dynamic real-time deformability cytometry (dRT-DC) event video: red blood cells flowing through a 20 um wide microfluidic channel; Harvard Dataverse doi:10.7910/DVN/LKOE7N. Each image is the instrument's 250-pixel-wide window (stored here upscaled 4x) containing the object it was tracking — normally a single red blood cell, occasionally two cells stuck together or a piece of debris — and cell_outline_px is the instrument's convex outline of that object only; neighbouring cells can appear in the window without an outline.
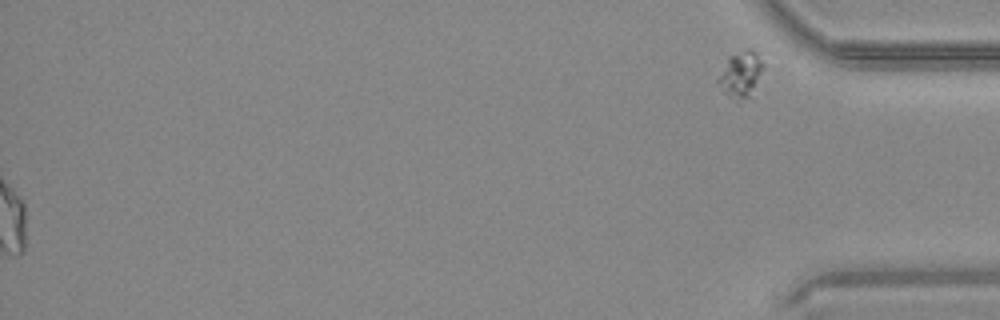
{"species": "common noctule bat (a hibernating species)", "species_latin": "Nyctalus noctula", "temperature_condition": "warm", "stored_images_in_passage": 45, "segment_of_instrument_passage": [3, 3], "camera_frame_rate_fps": 3000, "um_per_image_px": 0.085, "animal": {"sex": "male", "body_mass_g": 20.4}, "frame": {"image": 1, "passage_image": 45, "time_ms": 14.667, "image_size_px": [1000, 320], "cell_outline_px": [[764, 64], [748, 96], [740, 104], [736, 104], [724, 92], [716, 80], [728, 60], [732, 56], [748, 48], [756, 52]], "centroid_in_image_um": [62.93, 6.37], "position_along_channel_um": 372.3, "area_um2": 11.5}}